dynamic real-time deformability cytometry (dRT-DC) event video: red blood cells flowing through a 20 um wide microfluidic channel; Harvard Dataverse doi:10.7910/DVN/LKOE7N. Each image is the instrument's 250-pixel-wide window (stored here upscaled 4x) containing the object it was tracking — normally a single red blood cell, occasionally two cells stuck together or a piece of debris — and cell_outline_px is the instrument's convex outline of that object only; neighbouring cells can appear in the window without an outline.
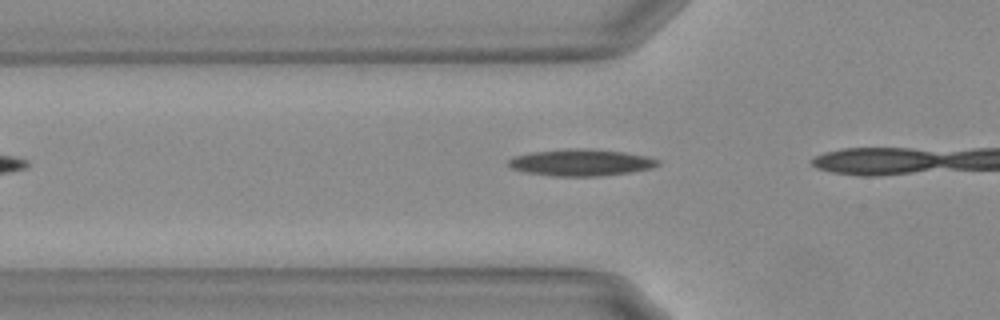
{"species": "Egyptian fruit bat (a non-hibernating species)", "species_latin": "Rousettus aegyptiacus", "temperature_condition": "warm", "stored_images_in_passage": 5, "camera_frame_rate_fps": 3000, "um_per_image_px": 0.085, "animal": {"sex": "female"}, "frame": {"image": 1, "passage_image": 3, "time_ms": 0.667, "image_size_px": [1000, 320], "cell_outline_px": [[660, 164], [652, 168], [628, 172], [596, 176], [556, 176], [528, 172], [512, 168], [508, 164], [508, 160], [512, 156], [532, 152], [564, 148], [584, 148], [624, 152], [644, 156], [660, 160]], "centroid_in_image_um": [49.36, 13.8], "position_along_channel_um": 76.4, "area_um2": 23.06}}